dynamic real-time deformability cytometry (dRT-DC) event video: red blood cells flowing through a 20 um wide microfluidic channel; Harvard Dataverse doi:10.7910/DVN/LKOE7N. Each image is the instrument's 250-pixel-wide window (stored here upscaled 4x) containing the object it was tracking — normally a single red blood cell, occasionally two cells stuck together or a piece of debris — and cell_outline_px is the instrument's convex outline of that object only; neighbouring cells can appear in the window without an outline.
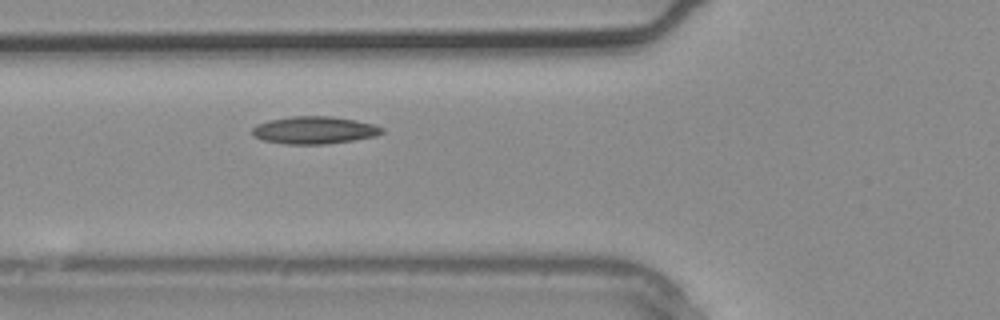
{"species": "common noctule bat (a hibernating species)", "species_latin": "Nyctalus noctula", "temperature_condition": "warm", "stored_images_in_passage": 3, "camera_frame_rate_fps": 3000, "um_per_image_px": 0.085, "animal": {"sex": "male", "body_mass_g": 20.4}, "frame": {"image": 1, "passage_image": 2, "time_ms": 0.333, "image_size_px": [1000, 320], "cell_outline_px": [[384, 132], [376, 136], [328, 144], [284, 144], [264, 140], [252, 136], [252, 128], [256, 124], [268, 120], [292, 116], [332, 116], [356, 120], [372, 124], [384, 128]], "centroid_in_image_um": [26.7, 11.06], "position_along_channel_um": 99.1, "area_um2": 20.87}}